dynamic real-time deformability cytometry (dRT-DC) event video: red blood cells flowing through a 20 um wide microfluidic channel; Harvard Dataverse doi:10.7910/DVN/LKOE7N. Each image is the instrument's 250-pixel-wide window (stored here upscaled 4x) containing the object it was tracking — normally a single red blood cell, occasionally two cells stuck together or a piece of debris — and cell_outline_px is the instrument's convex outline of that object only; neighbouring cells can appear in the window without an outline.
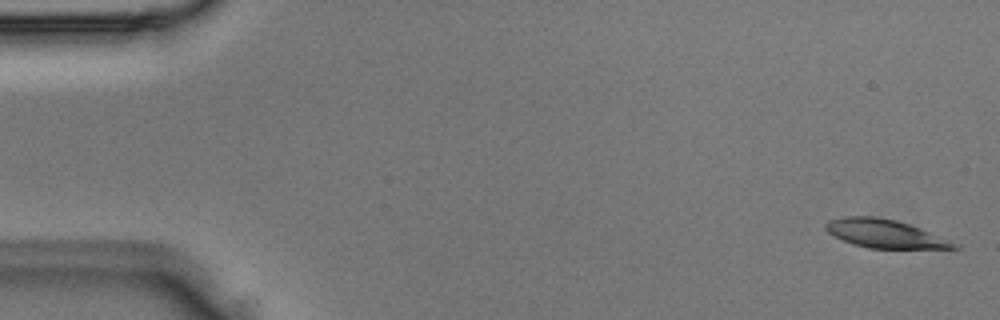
{"species": "Egyptian fruit bat (a non-hibernating species)", "species_latin": "Rousettus aegyptiacus", "temperature_condition": "room temperature", "stored_images_in_passage": 3, "camera_frame_rate_fps": 3000, "um_per_image_px": 0.085, "animal": {"sex": "male"}, "frame": {"image": 1, "passage_image": 1, "time_ms": 0.0, "image_size_px": [1000, 320], "cell_outline_px": [[960, 248], [868, 248], [852, 244], [832, 236], [824, 228], [824, 224], [828, 220], [844, 216], [876, 216], [896, 220], [920, 228], [960, 244]], "centroid_in_image_um": [75.16, 19.85], "position_along_channel_um": 9.8, "area_um2": 21.27}}
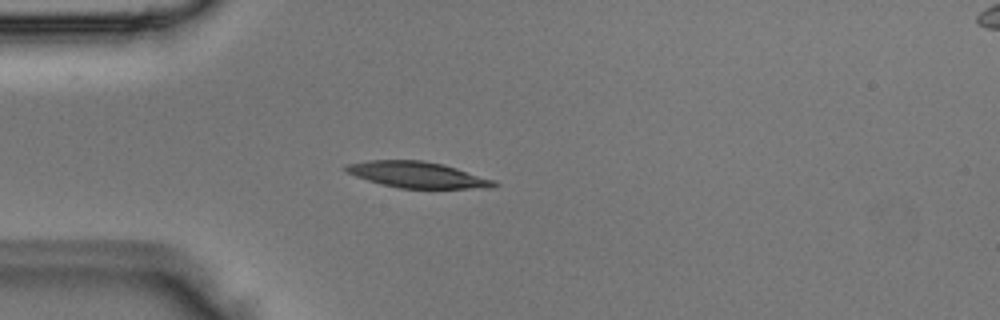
{"frame": {"image": 2, "passage_image": 3, "time_ms": 0.667, "image_size_px": [1000, 320], "cell_outline_px": [[500, 184], [492, 188], [400, 188], [380, 184], [356, 176], [348, 172], [344, 168], [344, 164], [368, 160], [424, 160], [444, 164], [496, 180]], "centroid_in_image_um": [35.51, 14.85], "position_along_channel_um": 49.5, "area_um2": 22.66}}